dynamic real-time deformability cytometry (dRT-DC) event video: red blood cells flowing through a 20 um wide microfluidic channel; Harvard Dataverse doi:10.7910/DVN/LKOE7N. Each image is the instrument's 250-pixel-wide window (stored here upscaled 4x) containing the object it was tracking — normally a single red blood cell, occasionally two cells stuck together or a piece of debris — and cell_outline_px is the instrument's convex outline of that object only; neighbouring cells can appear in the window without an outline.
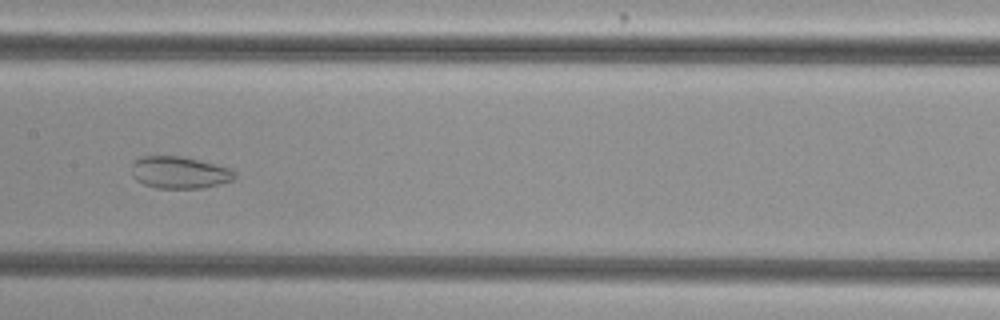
{"species": "common noctule bat (a hibernating species)", "species_latin": "Nyctalus noctula", "temperature_condition": "cold", "stored_images_in_passage": 51, "camera_frame_rate_fps": 3000, "um_per_image_px": 0.085, "animal": {"sex": "female", "body_mass_g": 29.2, "forearm_length_mm": 56.3}, "frame": {"image": 1, "passage_image": 25, "time_ms": 8.0, "image_size_px": [1000, 320], "cell_outline_px": [[236, 176], [232, 180], [200, 188], [156, 188], [144, 184], [136, 180], [132, 176], [132, 164], [140, 156], [184, 156], [232, 168], [236, 172]], "centroid_in_image_um": [15.25, 14.65], "position_along_channel_um": 192.1, "area_um2": 19.31}}
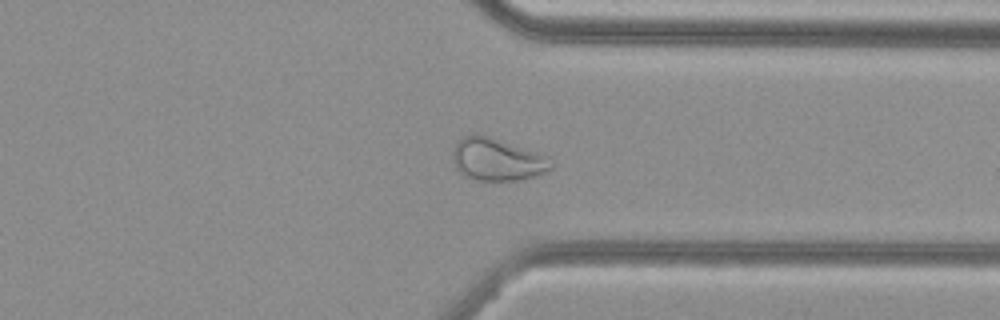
{"frame": {"image": 2, "passage_image": 39, "time_ms": 12.667, "image_size_px": [1000, 320], "cell_outline_px": [[556, 164], [552, 168], [544, 172], [520, 180], [476, 180], [464, 176], [456, 168], [452, 160], [452, 152], [456, 144], [464, 136], [480, 132], [548, 156]], "centroid_in_image_um": [42.25, 13.53], "position_along_channel_um": 369.1, "area_um2": 24.62}}
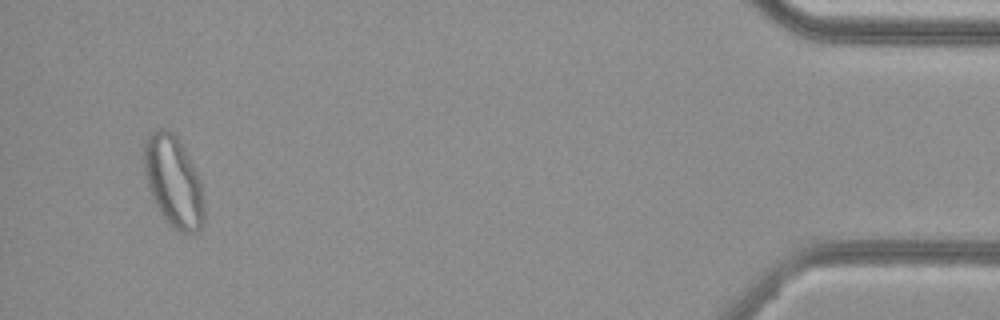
{"frame": {"image": 3, "passage_image": 49, "time_ms": 16.0, "image_size_px": [1000, 320], "cell_outline_px": [[204, 220], [200, 228], [196, 232], [180, 232], [172, 228], [160, 212], [148, 188], [144, 172], [144, 144], [148, 136], [152, 132], [160, 128], [164, 128], [172, 132], [180, 140], [200, 180], [204, 212]], "centroid_in_image_um": [14.73, 15.42], "position_along_channel_um": 420.5, "area_um2": 31.56}, "authors_computed_cell_mechanics": {"area_um2": 28.0908, "velocity_mm_per_s": 3.8049, "shape_relaxation_time_tau1_ms": null, "shape_relaxation_time_tau2_ms": 1.5667, "deformation_change_tau1": null, "deformation_change_tau2": 0.0595}}